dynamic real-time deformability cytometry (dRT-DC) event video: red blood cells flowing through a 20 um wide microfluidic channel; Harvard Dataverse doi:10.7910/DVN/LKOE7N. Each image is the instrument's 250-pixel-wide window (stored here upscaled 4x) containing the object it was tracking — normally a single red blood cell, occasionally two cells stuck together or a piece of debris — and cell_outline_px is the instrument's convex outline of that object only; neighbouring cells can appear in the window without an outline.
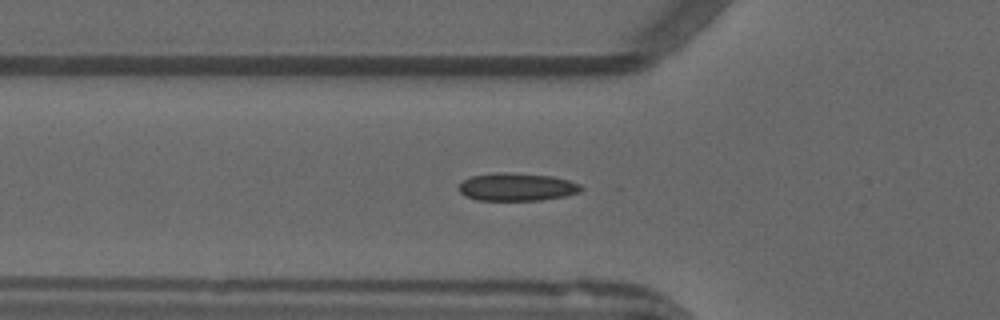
{"species": "common noctule bat (a hibernating species)", "species_latin": "Nyctalus noctula", "temperature_condition": "warm", "stored_images_in_passage": 33, "camera_frame_rate_fps": 3000, "um_per_image_px": 0.085, "animal": {"sex": "male", "forearm_length_mm": 52.5}, "frame": {"image": 1, "passage_image": 4, "time_ms": 1.0, "image_size_px": [1000, 320], "cell_outline_px": [[584, 188], [580, 192], [564, 196], [540, 200], [480, 200], [464, 196], [460, 192], [460, 184], [464, 180], [472, 176], [496, 172], [504, 172], [552, 176], [568, 180], [580, 184]], "centroid_in_image_um": [43.95, 15.89], "position_along_channel_um": 81.9, "area_um2": 19.71}}
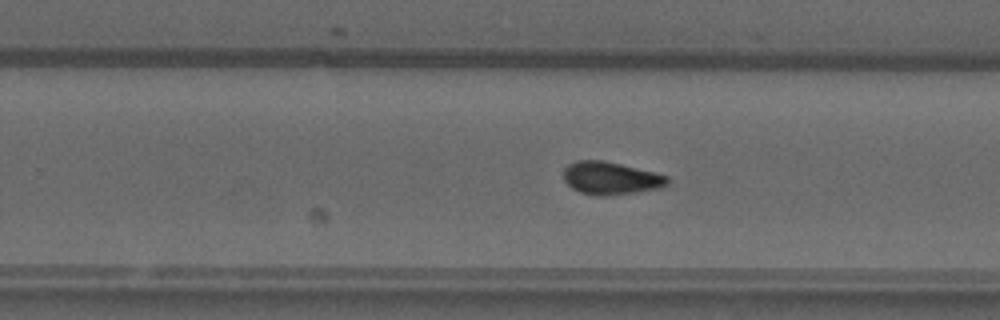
{"frame": {"image": 2, "passage_image": 19, "time_ms": 6.0, "image_size_px": [1000, 320], "cell_outline_px": [[668, 184], [660, 188], [604, 196], [596, 196], [580, 192], [572, 188], [564, 180], [564, 168], [568, 164], [576, 160], [604, 160], [656, 172], [668, 176]], "centroid_in_image_um": [51.9, 15.13], "position_along_channel_um": 277.9, "area_um2": 19.83}}
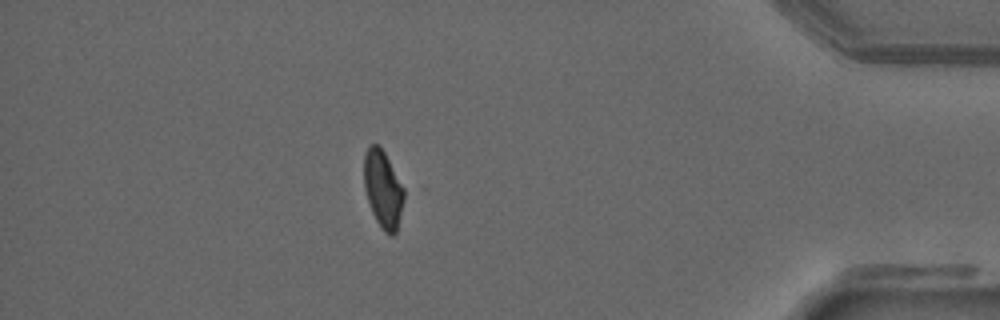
{"frame": {"image": 3, "passage_image": 32, "time_ms": 10.333, "image_size_px": [1000, 320], "cell_outline_px": [[408, 188], [396, 232], [392, 236], [384, 232], [376, 220], [372, 212], [364, 188], [364, 152], [368, 144], [376, 144], [384, 152]], "centroid_in_image_um": [32.6, 16.05], "position_along_channel_um": 402.6, "area_um2": 18.73}}